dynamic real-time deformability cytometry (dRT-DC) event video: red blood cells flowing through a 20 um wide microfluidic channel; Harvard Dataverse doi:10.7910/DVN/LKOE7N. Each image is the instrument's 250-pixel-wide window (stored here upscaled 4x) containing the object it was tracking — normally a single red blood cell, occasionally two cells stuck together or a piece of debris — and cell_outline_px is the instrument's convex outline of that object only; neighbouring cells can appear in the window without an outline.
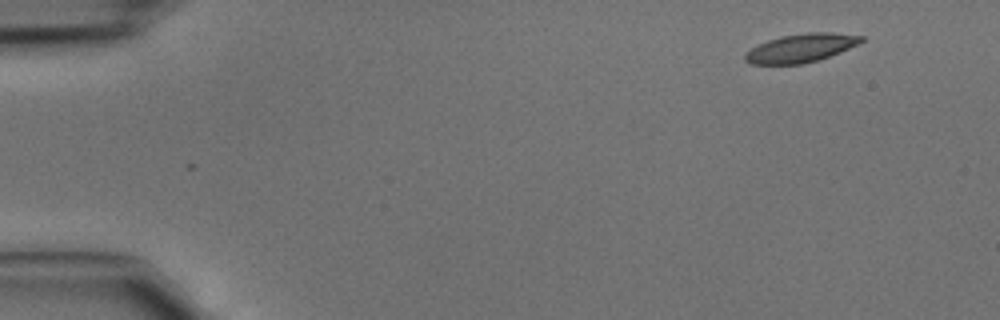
{"species": "common noctule bat (a hibernating species)", "species_latin": "Nyctalus noctula", "temperature_condition": "cold", "stored_images_in_passage": 2, "camera_frame_rate_fps": 3000, "um_per_image_px": 0.085, "animal": {"sex": "male", "body_mass_g": 15.6}, "frame": {"image": 1, "passage_image": 1, "time_ms": 0.0, "image_size_px": [1000, 320], "cell_outline_px": [[864, 40], [840, 52], [804, 64], [752, 64], [744, 60], [744, 52], [768, 40], [780, 36], [808, 32], [832, 32], [864, 36]], "centroid_in_image_um": [68.05, 4.08], "position_along_channel_um": 16.9, "area_um2": 19.13}}